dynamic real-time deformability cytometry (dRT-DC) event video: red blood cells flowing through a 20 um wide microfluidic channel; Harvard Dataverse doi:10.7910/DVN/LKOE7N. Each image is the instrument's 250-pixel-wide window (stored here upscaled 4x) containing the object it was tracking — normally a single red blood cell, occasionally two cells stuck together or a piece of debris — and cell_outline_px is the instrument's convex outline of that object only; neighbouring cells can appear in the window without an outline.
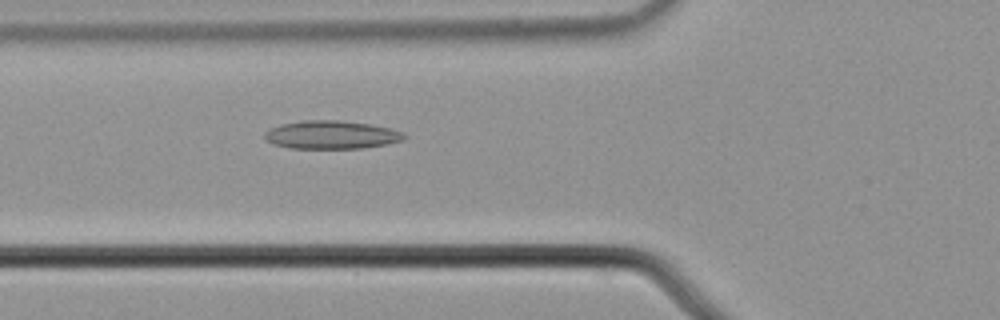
{"species": "common noctule bat (a hibernating species)", "species_latin": "Nyctalus noctula", "temperature_condition": "cold", "stored_images_in_passage": 54, "camera_frame_rate_fps": 3000, "um_per_image_px": 0.085, "animal": {"sex": "male", "body_mass_g": 21.5, "forearm_length_mm": 52.0}, "frame": {"image": 1, "passage_image": 20, "time_ms": 6.333, "image_size_px": [1000, 320], "cell_outline_px": [[408, 136], [404, 140], [388, 144], [360, 148], [288, 148], [272, 144], [264, 136], [264, 132], [268, 128], [280, 124], [300, 120], [340, 120], [368, 124], [392, 128], [404, 132]], "centroid_in_image_um": [28.17, 11.45], "position_along_channel_um": 97.6, "area_um2": 23.24}}
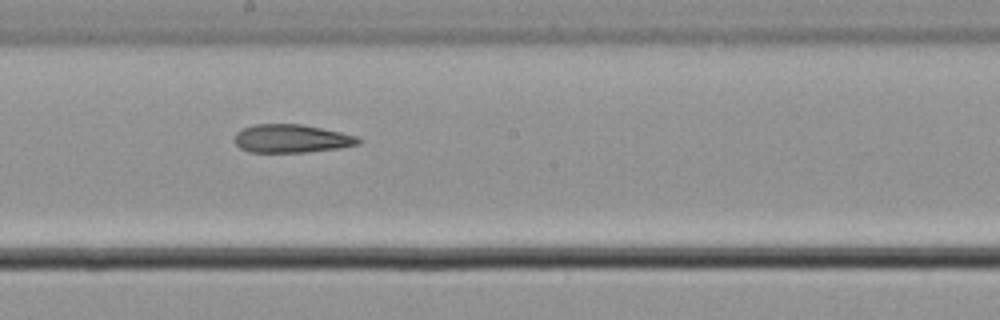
{"frame": {"image": 2, "passage_image": 30, "time_ms": 9.667, "image_size_px": [1000, 320], "cell_outline_px": [[360, 144], [340, 148], [304, 152], [248, 152], [240, 148], [232, 140], [236, 132], [244, 128], [256, 124], [300, 124], [340, 132], [356, 136], [360, 140]], "centroid_in_image_um": [24.73, 11.78], "position_along_channel_um": 223.5, "area_um2": 20.35}}
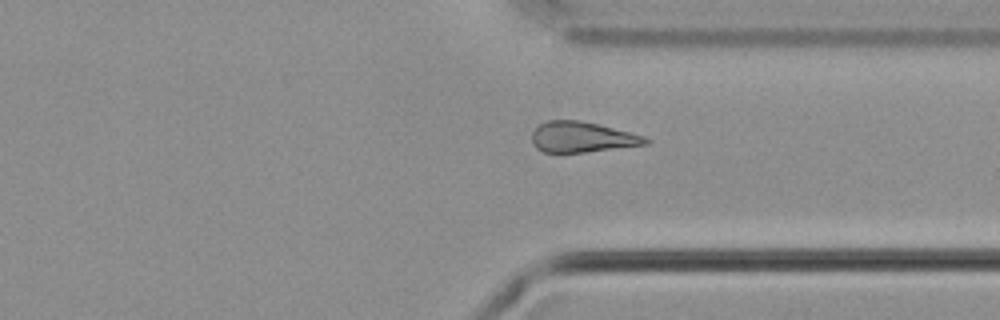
{"frame": {"image": 3, "passage_image": 41, "time_ms": 13.333, "image_size_px": [1000, 320], "cell_outline_px": [[652, 140], [648, 144], [584, 152], [544, 152], [536, 148], [532, 144], [532, 132], [540, 124], [548, 120], [580, 120], [600, 124], [644, 136]], "centroid_in_image_um": [49.48, 11.64], "position_along_channel_um": 361.9, "area_um2": 20.23}}